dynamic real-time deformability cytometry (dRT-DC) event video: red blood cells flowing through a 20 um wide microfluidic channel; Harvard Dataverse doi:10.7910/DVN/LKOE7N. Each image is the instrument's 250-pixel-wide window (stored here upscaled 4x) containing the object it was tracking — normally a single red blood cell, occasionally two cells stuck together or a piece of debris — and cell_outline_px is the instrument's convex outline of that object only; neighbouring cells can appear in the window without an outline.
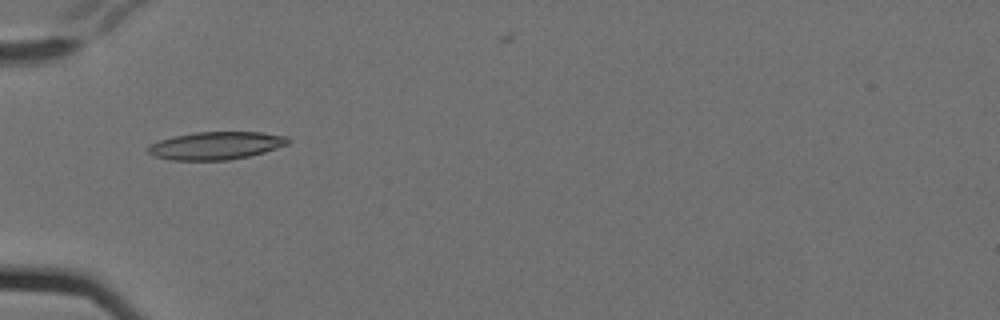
{"species": "Egyptian fruit bat (a non-hibernating species)", "species_latin": "Rousettus aegyptiacus", "temperature_condition": "cold", "stored_images_in_passage": 15, "camera_frame_rate_fps": 3000, "um_per_image_px": 0.085, "animal": {"sex": "female"}, "frame": {"image": 1, "passage_image": 5, "time_ms": 1.333, "image_size_px": [1000, 320], "cell_outline_px": [[292, 140], [288, 144], [264, 152], [248, 156], [228, 160], [172, 160], [152, 156], [148, 152], [148, 144], [160, 140], [176, 136], [196, 132], [260, 132], [288, 136]], "centroid_in_image_um": [18.37, 12.37], "position_along_channel_um": 66.6, "area_um2": 22.66}}
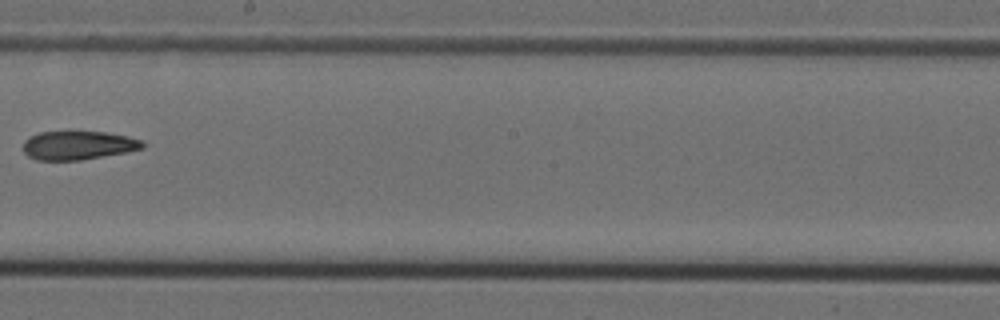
{"frame": {"image": 2, "passage_image": 9, "time_ms": 2.667, "image_size_px": [1000, 320], "cell_outline_px": [[144, 148], [128, 152], [80, 160], [36, 160], [28, 156], [24, 152], [24, 140], [28, 136], [40, 132], [104, 132], [144, 140]], "centroid_in_image_um": [6.64, 12.36], "position_along_channel_um": 241.6, "area_um2": 19.94}}
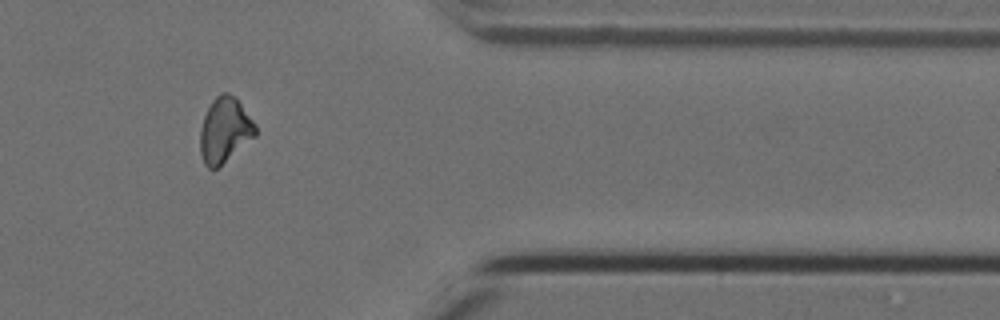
{"frame": {"image": 3, "passage_image": 13, "time_ms": 4.0, "image_size_px": [1000, 320], "cell_outline_px": [[256, 136], [216, 168], [208, 168], [204, 164], [200, 152], [200, 128], [204, 116], [212, 100], [220, 92], [228, 92], [240, 104], [256, 124]], "centroid_in_image_um": [19.08, 11.06], "position_along_channel_um": 392.3, "area_um2": 20.69}}